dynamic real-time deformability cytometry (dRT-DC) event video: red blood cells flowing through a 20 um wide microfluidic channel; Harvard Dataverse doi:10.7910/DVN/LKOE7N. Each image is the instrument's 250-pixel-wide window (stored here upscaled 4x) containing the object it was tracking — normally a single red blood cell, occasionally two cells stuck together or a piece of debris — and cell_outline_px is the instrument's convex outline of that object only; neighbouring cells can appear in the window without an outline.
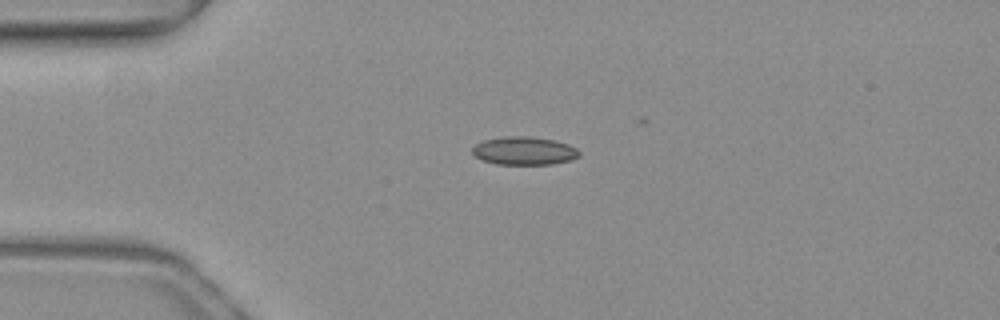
{"species": "common noctule bat (a hibernating species)", "species_latin": "Nyctalus noctula", "temperature_condition": "warm", "stored_images_in_passage": 34, "camera_frame_rate_fps": 3000, "um_per_image_px": 0.085, "animal": {"sex": "female", "body_mass_g": 19.3, "forearm_length_mm": 54.1}, "frame": {"image": 1, "passage_image": 1, "time_ms": 0.0, "image_size_px": [1000, 320], "cell_outline_px": [[580, 156], [568, 160], [552, 164], [496, 164], [484, 160], [476, 156], [472, 152], [472, 148], [476, 144], [484, 140], [504, 136], [528, 136], [556, 140], [568, 144], [576, 148], [580, 152]], "centroid_in_image_um": [44.56, 12.81], "position_along_channel_um": 40.4, "area_um2": 17.46}}
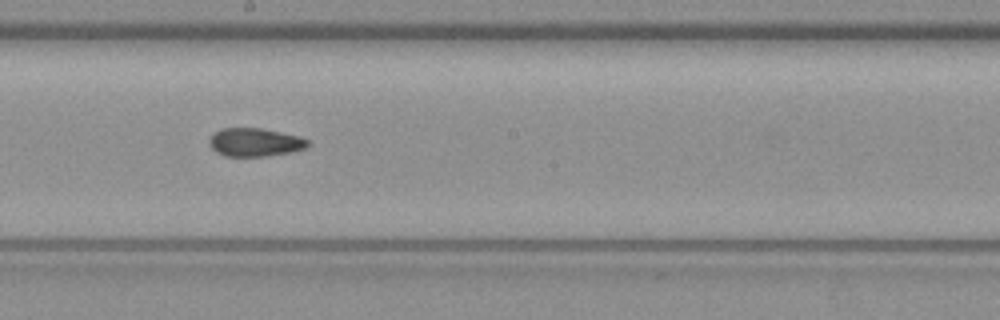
{"frame": {"image": 2, "passage_image": 17, "time_ms": 5.333, "image_size_px": [1000, 320], "cell_outline_px": [[308, 144], [304, 148], [292, 152], [264, 156], [224, 156], [216, 152], [208, 144], [208, 140], [212, 132], [220, 128], [260, 128], [300, 136], [308, 140]], "centroid_in_image_um": [21.6, 12.08], "position_along_channel_um": 226.6, "area_um2": 16.36}}
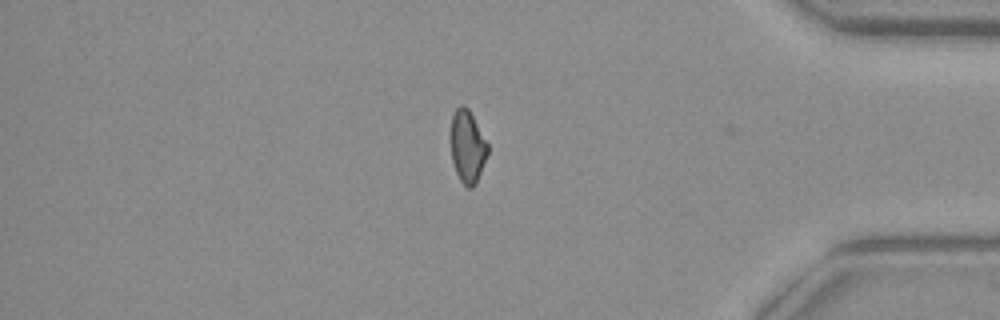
{"frame": {"image": 3, "passage_image": 32, "time_ms": 10.333, "image_size_px": [1000, 320], "cell_outline_px": [[488, 152], [476, 184], [472, 188], [468, 188], [460, 180], [456, 172], [452, 160], [452, 116], [456, 108], [460, 104], [464, 104], [468, 108], [488, 144]], "centroid_in_image_um": [39.74, 12.46], "position_along_channel_um": 395.5, "area_um2": 15.32}, "authors_computed_cell_mechanics": {"area_um2": 16.5597, "velocity_mm_per_s": 4.0112, "shape_relaxation_time_tau1_ms": null, "shape_relaxation_time_tau2_ms": 1.6328, "deformation_change_tau1": null, "deformation_change_tau2": 0.0794}}